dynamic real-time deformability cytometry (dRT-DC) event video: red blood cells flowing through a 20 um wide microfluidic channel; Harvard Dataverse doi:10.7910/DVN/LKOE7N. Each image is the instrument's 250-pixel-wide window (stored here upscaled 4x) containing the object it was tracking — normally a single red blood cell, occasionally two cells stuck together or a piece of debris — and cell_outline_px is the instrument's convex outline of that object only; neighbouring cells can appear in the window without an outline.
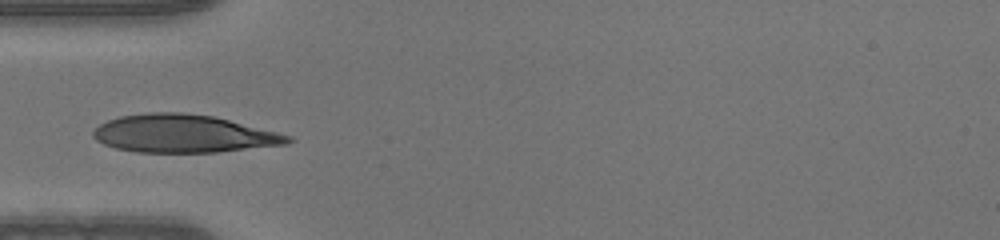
{"species": "human", "species_latin": "Homo sapiens", "temperature_condition": "warm", "stored_images_in_passage": 35, "camera_frame_rate_fps": 3000, "um_per_image_px": 0.085, "donor": {"sex": "male"}, "frame": {"image": 1, "passage_image": 1, "time_ms": 0.0, "image_size_px": [1000, 240], "cell_outline_px": [[296, 140], [288, 144], [216, 152], [136, 152], [116, 148], [104, 144], [96, 140], [92, 136], [92, 132], [100, 124], [108, 120], [120, 116], [148, 112], [184, 112], [212, 116], [292, 136]], "centroid_in_image_um": [15.58, 11.36], "position_along_channel_um": 69.4, "area_um2": 42.83}}
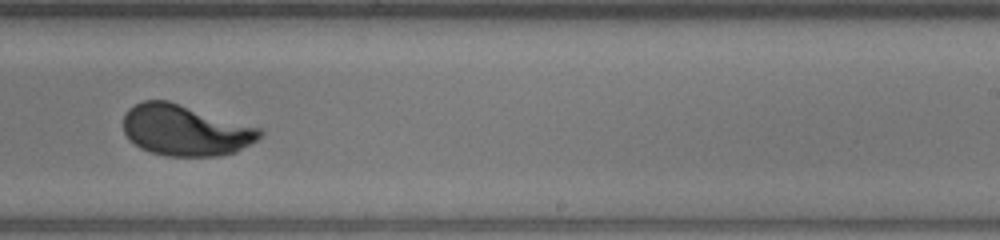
{"frame": {"image": 2, "passage_image": 16, "time_ms": 5.0, "image_size_px": [1000, 240], "cell_outline_px": [[264, 132], [256, 140], [236, 152], [220, 156], [168, 156], [148, 152], [140, 148], [128, 140], [124, 132], [124, 112], [128, 108], [144, 100], [168, 100], [260, 128]], "centroid_in_image_um": [15.71, 11.08], "position_along_channel_um": 273.3, "area_um2": 40.63}}
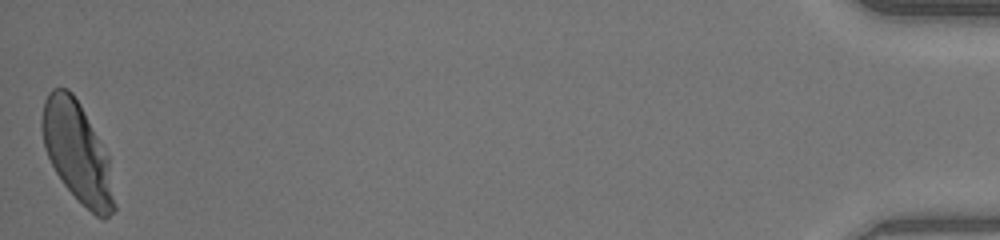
{"frame": {"image": 3, "passage_image": 35, "time_ms": 11.333, "image_size_px": [1000, 240], "cell_outline_px": [[116, 208], [104, 220], [96, 216], [64, 184], [56, 172], [44, 148], [40, 124], [40, 120], [44, 100], [48, 92], [52, 88], [68, 88], [72, 92], [80, 104], [108, 156], [116, 204]], "centroid_in_image_um": [6.55, 12.91], "position_along_channel_um": 428.7, "area_um2": 41.79}}